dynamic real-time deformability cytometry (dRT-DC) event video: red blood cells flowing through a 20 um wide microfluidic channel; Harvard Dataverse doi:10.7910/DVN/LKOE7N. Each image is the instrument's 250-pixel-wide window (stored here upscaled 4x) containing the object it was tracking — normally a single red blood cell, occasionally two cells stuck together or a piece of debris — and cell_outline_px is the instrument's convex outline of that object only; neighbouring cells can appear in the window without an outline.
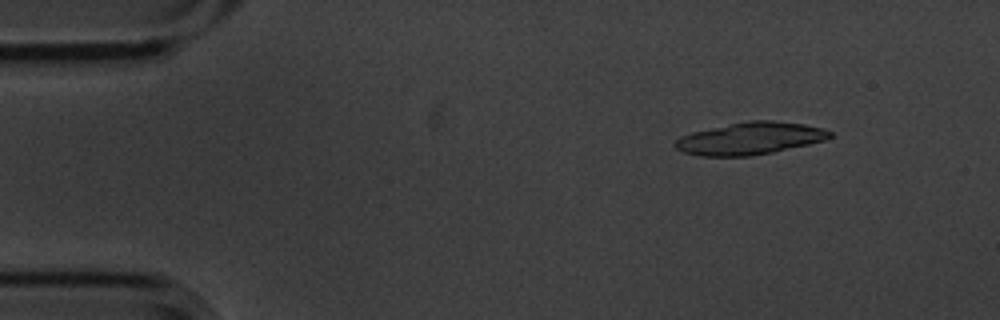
{"species": "common noctule bat (a hibernating species)", "species_latin": "Nyctalus noctula", "temperature_condition": "cold", "stored_images_in_passage": 7, "segment_of_instrument_passage": [1, 2], "camera_frame_rate_fps": 3000, "um_per_image_px": 0.085, "animal": {"sex": "male", "body_mass_g": 20.1, "forearm_length_mm": 53.5}, "frame": {"image": 1, "passage_image": 2, "time_ms": 0.333, "image_size_px": [1000, 320], "cell_outline_px": [[832, 136], [828, 140], [772, 152], [748, 156], [700, 156], [684, 152], [676, 148], [672, 144], [680, 136], [692, 132], [748, 120], [772, 120], [804, 124], [824, 128], [832, 132]], "centroid_in_image_um": [63.78, 11.76], "position_along_channel_um": 21.2, "area_um2": 29.13}}